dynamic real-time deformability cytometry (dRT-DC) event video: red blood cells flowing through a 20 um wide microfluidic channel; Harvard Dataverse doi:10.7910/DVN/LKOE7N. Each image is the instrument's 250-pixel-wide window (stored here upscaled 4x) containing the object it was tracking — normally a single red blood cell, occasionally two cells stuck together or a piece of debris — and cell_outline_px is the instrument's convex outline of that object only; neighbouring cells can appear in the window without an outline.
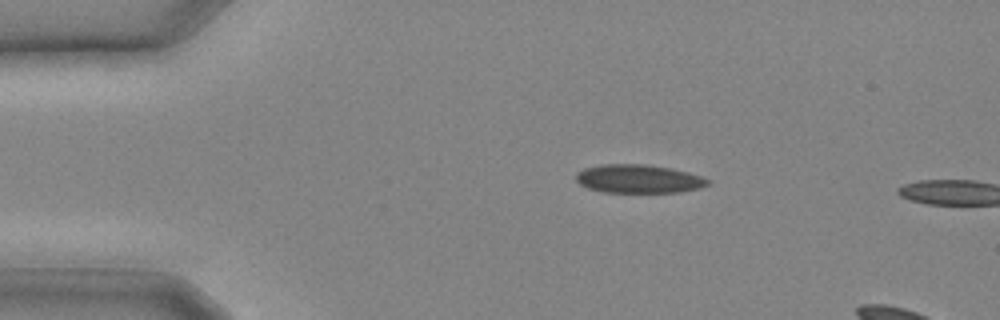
{"species": "common noctule bat (a hibernating species)", "species_latin": "Nyctalus noctula", "temperature_condition": "cold", "stored_images_in_passage": 4, "camera_frame_rate_fps": 3000, "um_per_image_px": 0.085, "animal": {"sex": "male", "body_mass_g": 20.4}, "frame": {"image": 1, "passage_image": 1, "time_ms": 0.0, "image_size_px": [1000, 320], "cell_outline_px": [[712, 180], [708, 184], [700, 188], [680, 192], [604, 192], [588, 188], [580, 184], [576, 180], [576, 172], [584, 168], [600, 164], [644, 164], [668, 168], [688, 172], [704, 176]], "centroid_in_image_um": [54.29, 15.2], "position_along_channel_um": 30.7, "area_um2": 21.96}}